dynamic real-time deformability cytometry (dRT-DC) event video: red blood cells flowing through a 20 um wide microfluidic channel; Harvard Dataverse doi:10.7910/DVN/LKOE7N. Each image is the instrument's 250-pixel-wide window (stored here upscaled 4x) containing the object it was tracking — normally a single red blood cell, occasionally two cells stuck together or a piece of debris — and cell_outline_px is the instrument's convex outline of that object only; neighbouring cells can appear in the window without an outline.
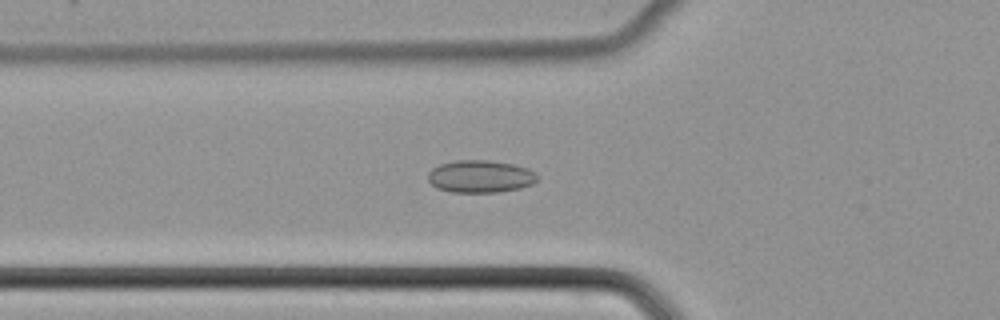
{"species": "common noctule bat (a hibernating species)", "species_latin": "Nyctalus noctula", "temperature_condition": "cold", "stored_images_in_passage": 43, "camera_frame_rate_fps": 3000, "um_per_image_px": 0.085, "animal": {"sex": "female", "body_mass_g": 22.7, "forearm_length_mm": 54.2}, "frame": {"image": 1, "passage_image": 10, "time_ms": 3.0, "image_size_px": [1000, 320], "cell_outline_px": [[540, 176], [532, 184], [520, 188], [496, 192], [452, 192], [436, 188], [428, 180], [428, 172], [432, 168], [440, 164], [456, 160], [488, 160], [512, 164], [528, 168], [536, 172]], "centroid_in_image_um": [40.83, 14.99], "position_along_channel_um": 85.0, "area_um2": 20.75}}
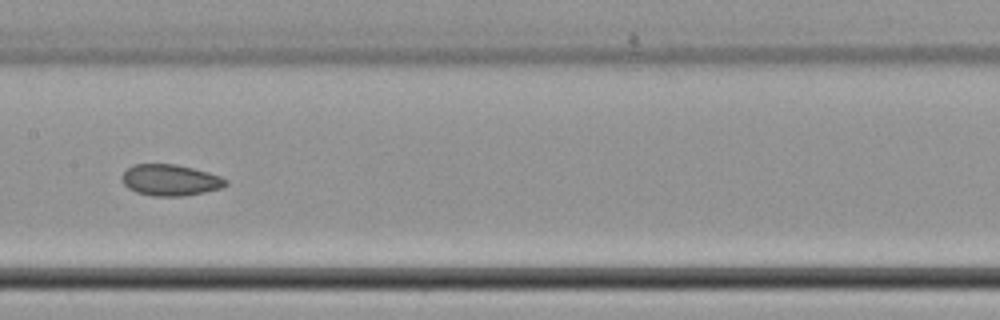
{"frame": {"image": 2, "passage_image": 18, "time_ms": 5.667, "image_size_px": [1000, 320], "cell_outline_px": [[228, 184], [220, 188], [204, 192], [184, 196], [152, 196], [136, 192], [128, 188], [120, 180], [120, 176], [132, 164], [176, 164], [208, 172], [220, 176], [228, 180]], "centroid_in_image_um": [14.45, 15.31], "position_along_channel_um": 193.0, "area_um2": 19.02}}
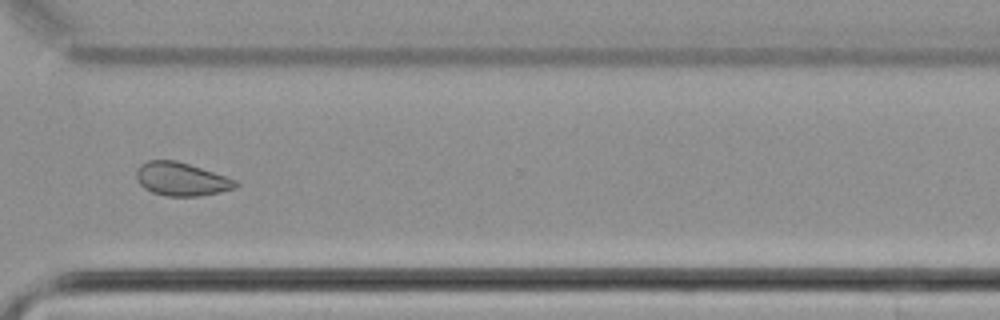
{"frame": {"image": 3, "passage_image": 30, "time_ms": 9.667, "image_size_px": [1000, 320], "cell_outline_px": [[240, 184], [236, 188], [220, 192], [200, 196], [168, 196], [152, 192], [144, 188], [136, 180], [136, 168], [140, 164], [148, 160], [176, 160], [240, 180]], "centroid_in_image_um": [15.45, 15.22], "position_along_channel_um": 355.2, "area_um2": 19.59}}